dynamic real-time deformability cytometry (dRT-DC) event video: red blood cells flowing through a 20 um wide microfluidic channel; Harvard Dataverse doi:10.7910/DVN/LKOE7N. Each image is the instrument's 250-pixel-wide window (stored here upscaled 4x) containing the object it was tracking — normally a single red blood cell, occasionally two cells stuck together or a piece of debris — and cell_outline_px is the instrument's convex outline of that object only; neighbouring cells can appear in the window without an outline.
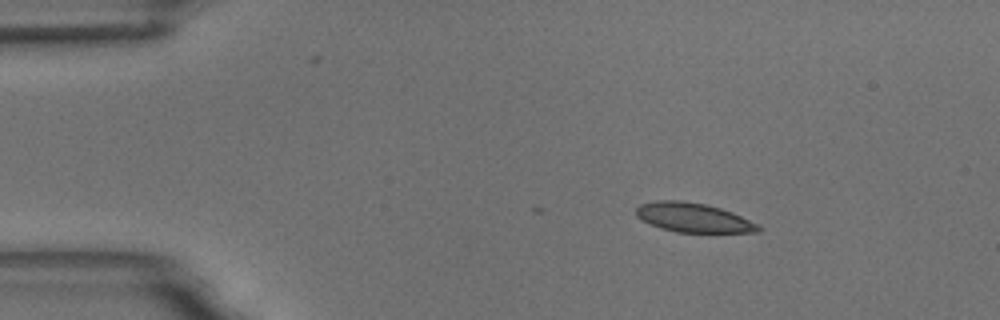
{"species": "common noctule bat (a hibernating species)", "species_latin": "Nyctalus noctula", "temperature_condition": "room temperature", "stored_images_in_passage": 2, "camera_frame_rate_fps": 3000, "um_per_image_px": 0.085, "animal": {"sex": "male", "body_mass_g": 18.8}, "frame": {"image": 1, "passage_image": 2, "time_ms": 0.333, "image_size_px": [1000, 320], "cell_outline_px": [[760, 232], [676, 232], [660, 228], [636, 216], [636, 208], [640, 204], [656, 200], [680, 200], [704, 204], [720, 208], [732, 212], [756, 224], [760, 228]], "centroid_in_image_um": [58.89, 18.49], "position_along_channel_um": 26.1, "area_um2": 20.52}}